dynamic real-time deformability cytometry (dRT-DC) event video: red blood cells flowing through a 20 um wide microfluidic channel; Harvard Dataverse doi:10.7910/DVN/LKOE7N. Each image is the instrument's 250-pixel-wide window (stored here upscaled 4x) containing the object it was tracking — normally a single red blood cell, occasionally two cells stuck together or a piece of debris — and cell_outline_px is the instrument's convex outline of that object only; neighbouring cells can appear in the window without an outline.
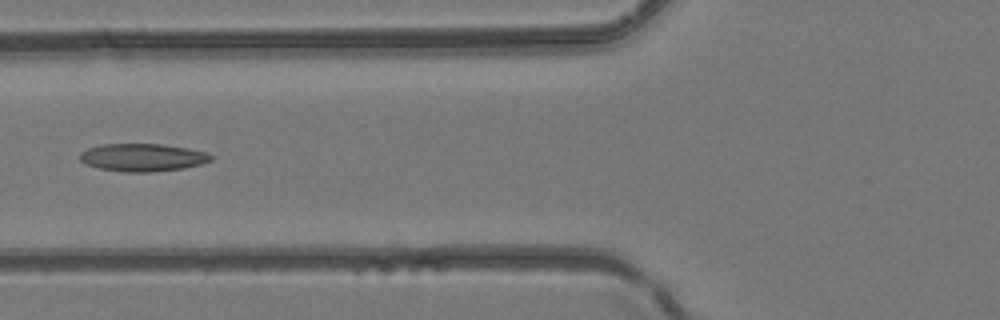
{"species": "common noctule bat (a hibernating species)", "species_latin": "Nyctalus noctula", "temperature_condition": "room temperature", "stored_images_in_passage": 5, "camera_frame_rate_fps": 3000, "um_per_image_px": 0.085, "animal": {"sex": "female", "body_mass_g": 24.6, "forearm_length_mm": 56.2}, "frame": {"image": 1, "passage_image": 5, "time_ms": 1.333, "image_size_px": [1000, 320], "cell_outline_px": [[212, 160], [200, 164], [184, 168], [152, 172], [124, 172], [100, 168], [84, 164], [80, 160], [80, 152], [88, 148], [100, 144], [160, 144], [188, 148], [208, 152], [212, 156]], "centroid_in_image_um": [12.11, 13.38], "position_along_channel_um": 113.7, "area_um2": 21.27}}